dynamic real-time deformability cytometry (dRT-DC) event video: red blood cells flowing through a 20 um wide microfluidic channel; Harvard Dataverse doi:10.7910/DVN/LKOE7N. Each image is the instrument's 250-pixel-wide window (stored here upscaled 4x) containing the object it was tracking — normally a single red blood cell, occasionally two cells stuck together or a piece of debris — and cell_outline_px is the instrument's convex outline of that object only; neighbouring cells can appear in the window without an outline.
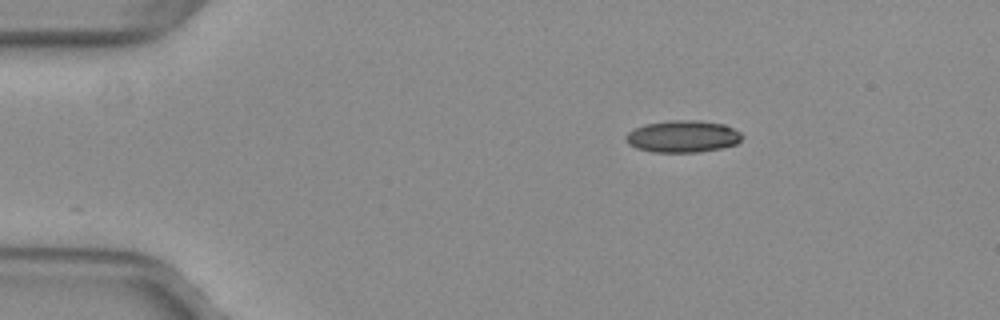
{"species": "common noctule bat (a hibernating species)", "species_latin": "Nyctalus noctula", "temperature_condition": "warm", "stored_images_in_passage": 9, "camera_frame_rate_fps": 3000, "um_per_image_px": 0.085, "animal": {"sex": "female", "body_mass_g": 29.2, "forearm_length_mm": 56.3}, "frame": {"image": 1, "passage_image": 1, "time_ms": 0.0, "image_size_px": [1000, 320], "cell_outline_px": [[744, 136], [736, 144], [720, 148], [696, 152], [652, 152], [636, 148], [628, 144], [624, 136], [628, 132], [644, 124], [672, 120], [700, 120], [724, 124], [740, 132]], "centroid_in_image_um": [58.02, 11.59], "position_along_channel_um": 27.0, "area_um2": 21.68}}